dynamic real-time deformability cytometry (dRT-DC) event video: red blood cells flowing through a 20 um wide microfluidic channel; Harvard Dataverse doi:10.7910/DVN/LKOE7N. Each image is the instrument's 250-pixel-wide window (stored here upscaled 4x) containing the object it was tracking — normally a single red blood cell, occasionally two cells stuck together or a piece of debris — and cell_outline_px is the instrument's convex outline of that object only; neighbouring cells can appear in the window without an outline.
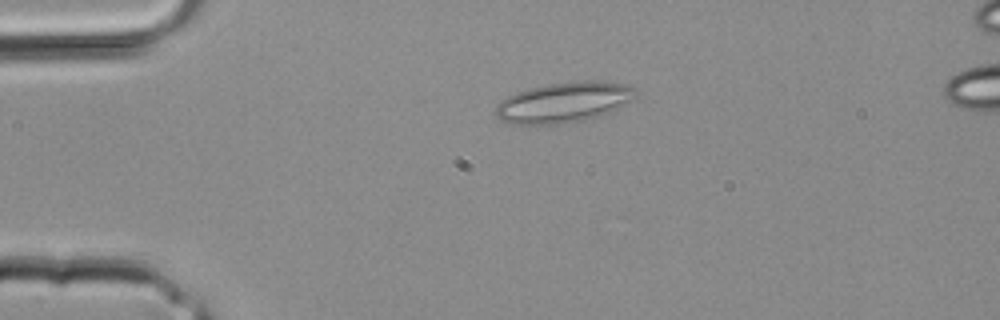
{"species": "common noctule bat (a hibernating species)", "species_latin": "Nyctalus noctula", "temperature_condition": "room temperature", "stored_images_in_passage": 2, "camera_frame_rate_fps": 3000, "um_per_image_px": 0.085, "animal": {"sex": "male", "body_mass_g": 20.4}, "frame": {"image": 1, "passage_image": 1, "time_ms": 0.0, "image_size_px": [1000, 320], "cell_outline_px": [[640, 92], [632, 100], [608, 112], [584, 120], [556, 124], [512, 124], [496, 116], [496, 104], [500, 100], [516, 92], [548, 84], [584, 80], [592, 80], [632, 84]], "centroid_in_image_um": [47.97, 8.68], "position_along_channel_um": 37.0, "area_um2": 32.89}}